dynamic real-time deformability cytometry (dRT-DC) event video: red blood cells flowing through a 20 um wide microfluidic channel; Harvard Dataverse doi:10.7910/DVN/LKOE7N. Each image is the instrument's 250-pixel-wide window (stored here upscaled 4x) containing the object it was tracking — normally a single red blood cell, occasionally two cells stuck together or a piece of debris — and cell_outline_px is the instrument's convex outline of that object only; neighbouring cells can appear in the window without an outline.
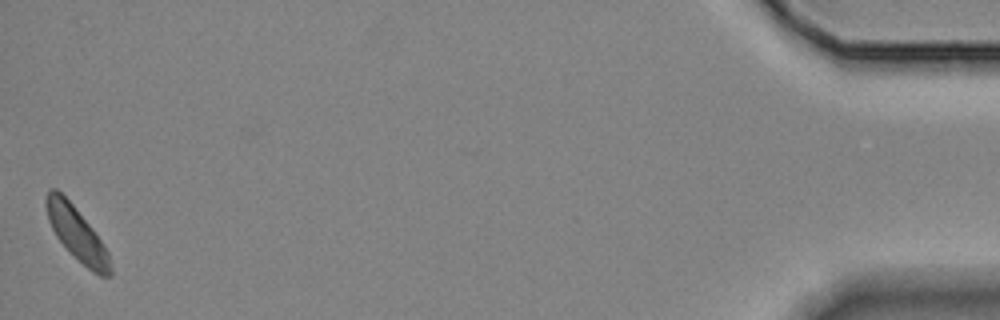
{"species": "Egyptian fruit bat (a non-hibernating species)", "species_latin": "Rousettus aegyptiacus", "temperature_condition": "room temperature", "stored_images_in_passage": 47, "camera_frame_rate_fps": 3000, "um_per_image_px": 0.085, "animal": {"sex": "female"}, "frame": {"image": 1, "passage_image": 47, "time_ms": 15.333, "image_size_px": [1000, 320], "cell_outline_px": [[112, 276], [100, 276], [92, 272], [56, 236], [48, 220], [48, 188], [56, 188], [72, 204], [92, 228], [108, 252], [112, 268]], "centroid_in_image_um": [6.58, 19.9], "position_along_channel_um": 428.6, "area_um2": 19.02}}